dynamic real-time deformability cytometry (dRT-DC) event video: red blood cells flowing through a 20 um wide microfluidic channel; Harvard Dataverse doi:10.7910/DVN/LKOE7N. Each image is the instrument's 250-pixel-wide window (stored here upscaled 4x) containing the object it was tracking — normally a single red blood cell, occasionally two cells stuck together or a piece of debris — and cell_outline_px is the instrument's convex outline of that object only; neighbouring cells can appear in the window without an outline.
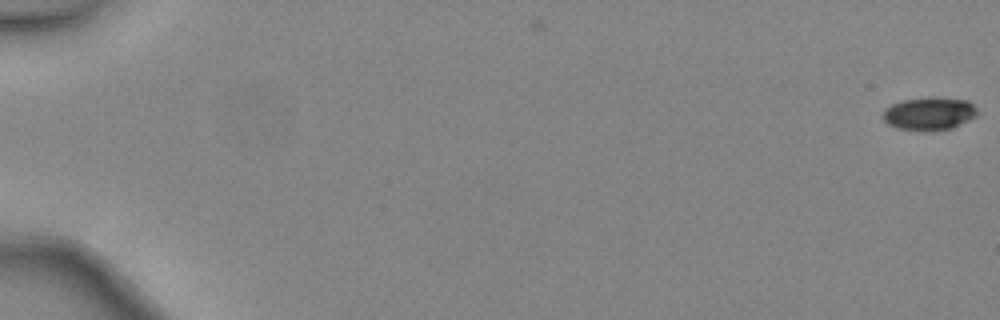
{"species": "common noctule bat (a hibernating species)", "species_latin": "Nyctalus noctula", "temperature_condition": "warm", "stored_images_in_passage": 49, "camera_frame_rate_fps": 3000, "um_per_image_px": 0.085, "animal": {"sex": "female", "body_mass_g": 24.6, "forearm_length_mm": 56.2}, "frame": {"image": 1, "passage_image": 1, "time_ms": 0.0, "image_size_px": [1000, 320], "cell_outline_px": [[976, 116], [952, 128], [928, 132], [896, 128], [888, 124], [884, 120], [884, 108], [900, 100], [932, 96], [968, 100], [976, 108]], "centroid_in_image_um": [78.96, 9.65], "position_along_channel_um": 6.0, "area_um2": 18.38}}
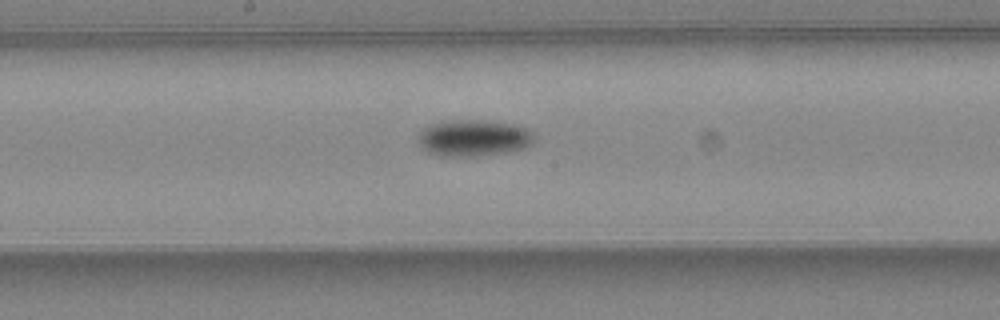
{"frame": {"image": 2, "passage_image": 28, "time_ms": 9.0, "image_size_px": [1000, 320], "cell_outline_px": [[536, 140], [532, 144], [524, 148], [508, 152], [480, 156], [440, 156], [428, 152], [416, 140], [420, 132], [424, 128], [440, 120], [484, 120], [516, 124], [528, 128], [536, 136]], "centroid_in_image_um": [40.3, 11.72], "position_along_channel_um": 207.9, "area_um2": 25.2}}
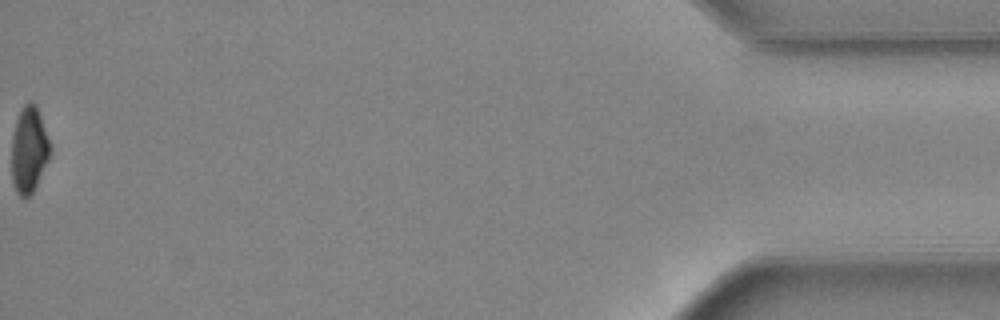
{"frame": {"image": 3, "passage_image": 49, "time_ms": 16.0, "image_size_px": [1000, 320], "cell_outline_px": [[52, 152], [32, 192], [28, 196], [20, 196], [16, 192], [12, 180], [12, 136], [16, 120], [20, 108], [28, 100], [32, 100], [36, 104], [52, 148]], "centroid_in_image_um": [2.46, 12.67], "position_along_channel_um": 432.7, "area_um2": 19.36}, "authors_computed_cell_mechanics": {"area_um2": 21.0392, "velocity_mm_per_s": 4.4948, "shape_relaxation_time_tau1_ms": 3.095, "shape_relaxation_time_tau2_ms": null, "deformation_change_tau1": 0.122, "deformation_change_tau2": null}}